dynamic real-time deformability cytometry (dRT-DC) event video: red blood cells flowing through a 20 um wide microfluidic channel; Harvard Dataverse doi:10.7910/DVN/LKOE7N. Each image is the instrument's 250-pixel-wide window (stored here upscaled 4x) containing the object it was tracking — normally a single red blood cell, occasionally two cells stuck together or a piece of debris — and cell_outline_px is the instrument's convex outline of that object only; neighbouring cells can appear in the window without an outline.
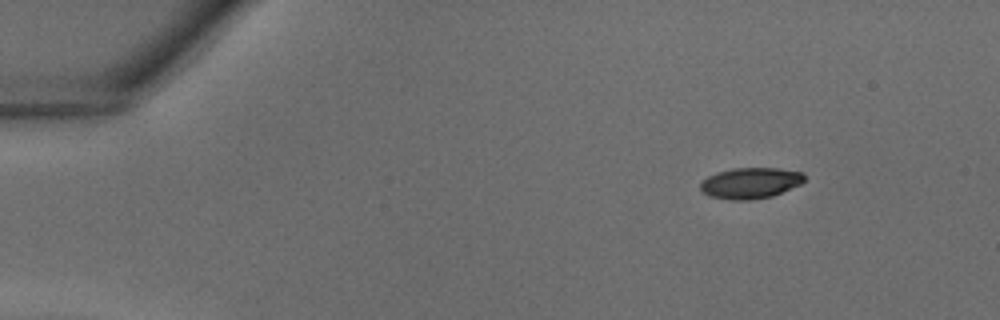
{"species": "common noctule bat (a hibernating species)", "species_latin": "Nyctalus noctula", "temperature_condition": "warm", "stored_images_in_passage": 9, "camera_frame_rate_fps": 3000, "um_per_image_px": 0.085, "animal": {"sex": "male", "body_mass_g": 18.8}, "frame": {"image": 1, "passage_image": 1, "time_ms": 0.0, "image_size_px": [1000, 320], "cell_outline_px": [[804, 180], [800, 184], [772, 196], [748, 200], [732, 200], [712, 196], [704, 192], [700, 188], [700, 184], [708, 176], [716, 172], [732, 168], [776, 168], [804, 172]], "centroid_in_image_um": [63.79, 15.54], "position_along_channel_um": 21.2, "area_um2": 18.55}}
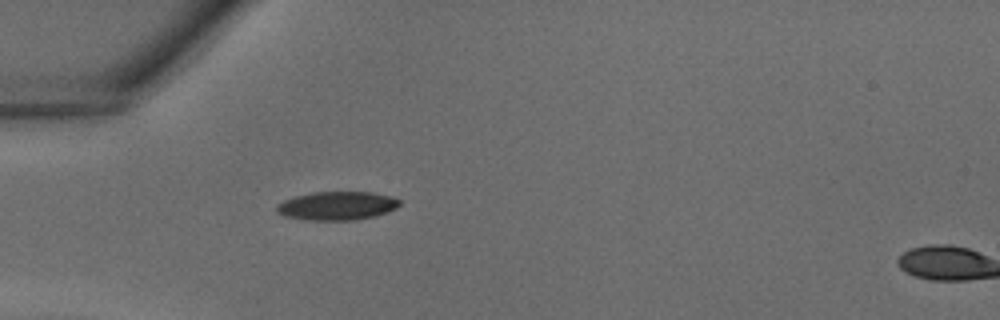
{"frame": {"image": 2, "passage_image": 8, "time_ms": 2.333, "image_size_px": [1000, 320], "cell_outline_px": [[400, 204], [396, 208], [388, 212], [376, 216], [356, 220], [308, 220], [284, 216], [276, 212], [276, 204], [284, 200], [296, 196], [312, 192], [372, 192], [392, 196], [400, 200]], "centroid_in_image_um": [28.65, 17.49], "position_along_channel_um": 56.3, "area_um2": 20.63}}